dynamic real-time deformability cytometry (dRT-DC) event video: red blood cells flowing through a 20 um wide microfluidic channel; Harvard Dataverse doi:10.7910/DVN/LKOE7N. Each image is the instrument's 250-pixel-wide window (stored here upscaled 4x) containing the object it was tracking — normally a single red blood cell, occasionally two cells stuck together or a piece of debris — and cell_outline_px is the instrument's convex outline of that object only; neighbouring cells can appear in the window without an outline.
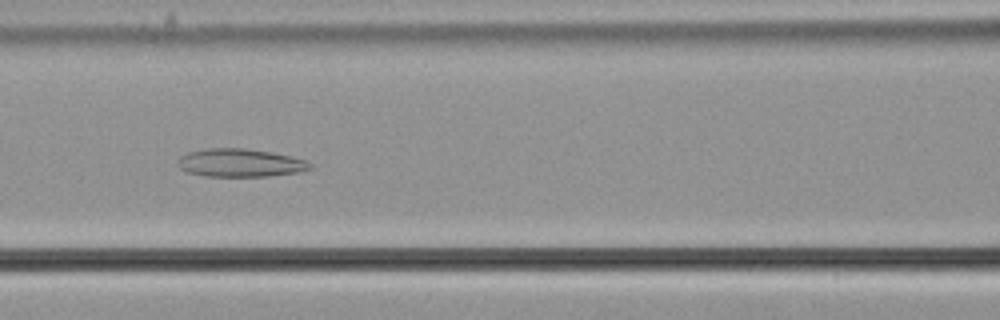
{"species": "common noctule bat (a hibernating species)", "species_latin": "Nyctalus noctula", "temperature_condition": "cold", "stored_images_in_passage": 51, "camera_frame_rate_fps": 3000, "um_per_image_px": 0.085, "animal": {"sex": "male", "body_mass_g": 21.5, "forearm_length_mm": 52.0}, "frame": {"image": 1, "passage_image": 20, "time_ms": 6.333, "image_size_px": [1000, 320], "cell_outline_px": [[312, 168], [300, 172], [268, 176], [204, 176], [188, 172], [180, 168], [176, 164], [176, 160], [180, 156], [188, 152], [208, 148], [244, 148], [272, 152], [292, 156], [308, 160], [312, 164]], "centroid_in_image_um": [20.43, 13.84], "position_along_channel_um": 146.2, "area_um2": 21.91}}
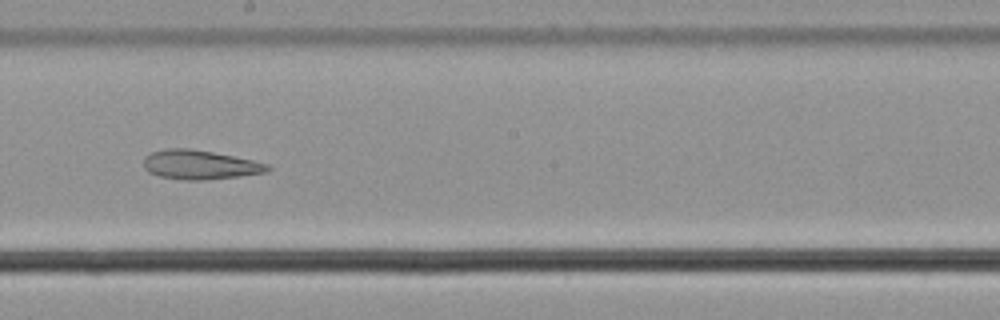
{"frame": {"image": 2, "passage_image": 27, "time_ms": 8.667, "image_size_px": [1000, 320], "cell_outline_px": [[272, 168], [268, 172], [204, 180], [184, 180], [160, 176], [148, 172], [144, 168], [144, 156], [152, 152], [168, 148], [188, 148], [212, 152], [252, 160], [268, 164]], "centroid_in_image_um": [16.97, 14.0], "position_along_channel_um": 231.2, "area_um2": 20.92}}
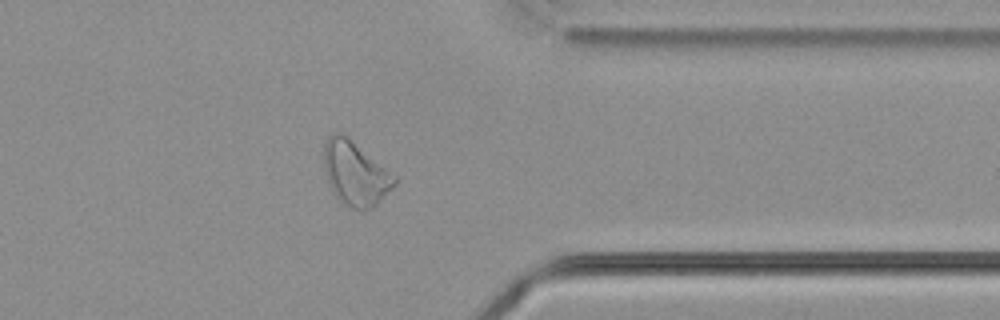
{"frame": {"image": 3, "passage_image": 40, "time_ms": 13.0, "image_size_px": [1000, 320], "cell_outline_px": [[400, 180], [372, 208], [352, 208], [344, 204], [332, 192], [328, 180], [324, 164], [324, 144], [328, 136], [336, 132], [344, 132], [396, 176]], "centroid_in_image_um": [30.21, 14.69], "position_along_channel_um": 381.2, "area_um2": 26.3}, "authors_computed_cell_mechanics": {"area_um2": 26.7036, "velocity_mm_per_s": 3.6551, "shape_relaxation_time_tau1_ms": null, "shape_relaxation_time_tau2_ms": 3.7326, "deformation_change_tau1": null, "deformation_change_tau2": 0.1246}}